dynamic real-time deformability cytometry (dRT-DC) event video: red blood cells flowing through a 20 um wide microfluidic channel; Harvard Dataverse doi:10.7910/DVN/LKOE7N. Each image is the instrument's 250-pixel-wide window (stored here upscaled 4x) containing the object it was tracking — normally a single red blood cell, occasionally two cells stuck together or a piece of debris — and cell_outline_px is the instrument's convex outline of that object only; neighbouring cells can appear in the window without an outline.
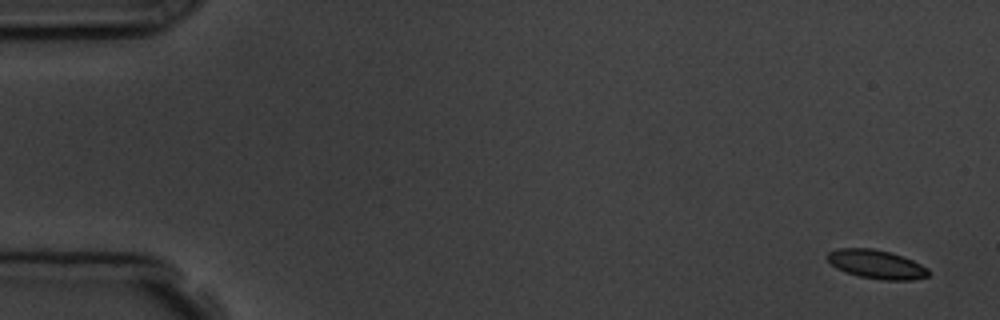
{"species": "common noctule bat (a hibernating species)", "species_latin": "Nyctalus noctula", "temperature_condition": "room temperature", "stored_images_in_passage": 5, "camera_frame_rate_fps": 3000, "um_per_image_px": 0.085, "animal": {"sex": "male", "body_mass_g": 19.5, "forearm_length_mm": 54.6}, "frame": {"image": 1, "passage_image": 1, "time_ms": 0.0, "image_size_px": [1000, 320], "cell_outline_px": [[928, 276], [912, 280], [880, 280], [860, 276], [844, 272], [836, 268], [824, 256], [828, 252], [836, 248], [872, 248], [892, 252], [904, 256], [928, 268]], "centroid_in_image_um": [74.47, 22.45], "position_along_channel_um": 10.5, "area_um2": 17.17}}
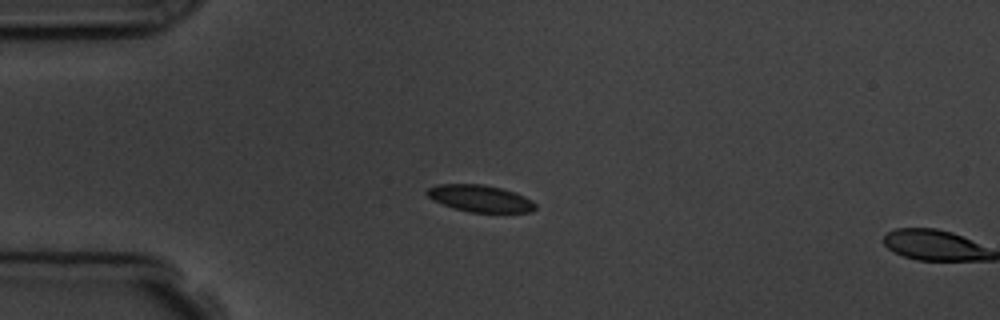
{"frame": {"image": 2, "passage_image": 4, "time_ms": 4.0, "image_size_px": [1000, 320], "cell_outline_px": [[536, 208], [532, 212], [468, 212], [452, 208], [432, 200], [424, 192], [428, 188], [436, 184], [484, 184], [504, 188], [516, 192], [532, 200], [536, 204]], "centroid_in_image_um": [40.8, 16.86], "position_along_channel_um": 44.2, "area_um2": 17.28}}